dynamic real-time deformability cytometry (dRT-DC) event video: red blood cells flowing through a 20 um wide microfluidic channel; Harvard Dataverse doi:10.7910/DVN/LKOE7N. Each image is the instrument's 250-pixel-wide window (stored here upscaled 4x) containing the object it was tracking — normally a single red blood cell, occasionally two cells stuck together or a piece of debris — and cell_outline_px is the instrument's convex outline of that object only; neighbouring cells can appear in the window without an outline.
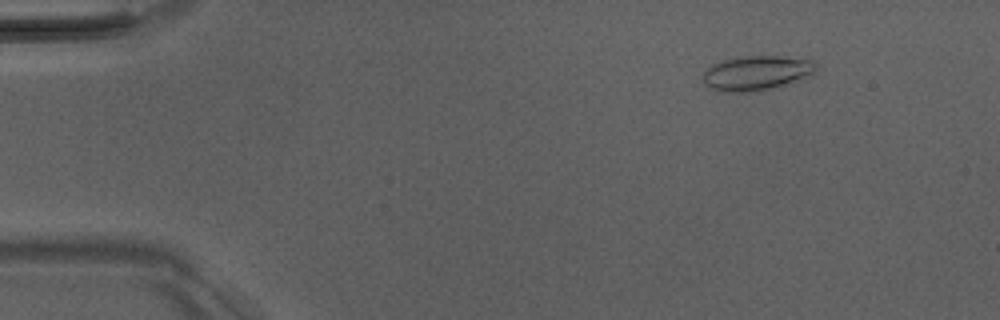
{"species": "Egyptian fruit bat (a non-hibernating species)", "species_latin": "Rousettus aegyptiacus", "temperature_condition": "room temperature", "stored_images_in_passage": 46, "camera_frame_rate_fps": 3000, "um_per_image_px": 0.085, "animal": {"sex": "male"}, "frame": {"image": 1, "passage_image": 2, "time_ms": 0.333, "image_size_px": [1000, 320], "cell_outline_px": [[816, 72], [796, 80], [772, 88], [756, 92], [720, 92], [708, 88], [704, 84], [704, 72], [712, 64], [724, 60], [744, 56], [776, 56], [812, 60], [816, 64]], "centroid_in_image_um": [64.26, 6.22], "position_along_channel_um": 20.7, "area_um2": 22.66}}
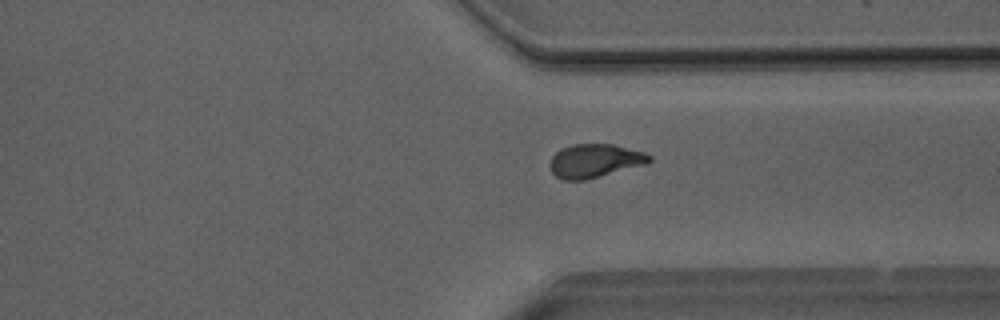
{"frame": {"image": 2, "passage_image": 34, "time_ms": 11.0, "image_size_px": [1000, 320], "cell_outline_px": [[652, 160], [648, 164], [584, 180], [564, 180], [556, 176], [552, 172], [552, 156], [560, 148], [572, 144], [612, 144], [644, 152], [652, 156]], "centroid_in_image_um": [50.6, 13.66], "position_along_channel_um": 360.8, "area_um2": 19.36}}
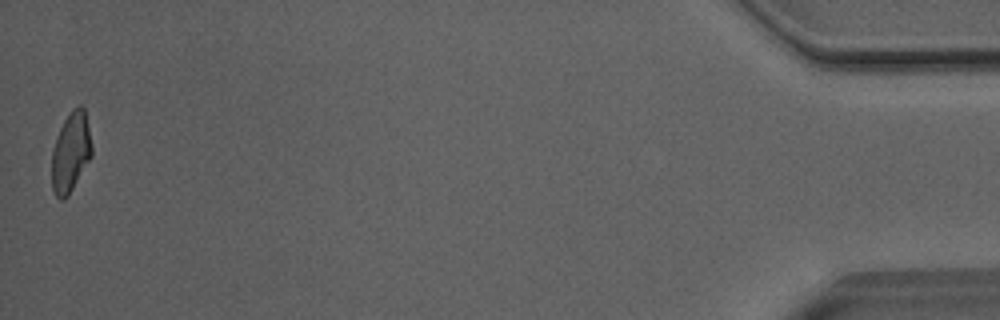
{"frame": {"image": 3, "passage_image": 46, "time_ms": 15.0, "image_size_px": [1000, 320], "cell_outline_px": [[92, 156], [68, 196], [64, 200], [60, 200], [56, 196], [52, 188], [52, 152], [56, 136], [64, 120], [72, 108], [80, 104], [84, 108], [92, 144]], "centroid_in_image_um": [6.01, 12.94], "position_along_channel_um": 429.2, "area_um2": 18.67}, "authors_computed_cell_mechanics": {"area_um2": 19.3341, "velocity_mm_per_s": 4.0746, "shape_relaxation_time_tau1_ms": 8.1015, "shape_relaxation_time_tau2_ms": 2.029, "deformation_change_tau1": 0.229, "deformation_change_tau2": 0.0918}}